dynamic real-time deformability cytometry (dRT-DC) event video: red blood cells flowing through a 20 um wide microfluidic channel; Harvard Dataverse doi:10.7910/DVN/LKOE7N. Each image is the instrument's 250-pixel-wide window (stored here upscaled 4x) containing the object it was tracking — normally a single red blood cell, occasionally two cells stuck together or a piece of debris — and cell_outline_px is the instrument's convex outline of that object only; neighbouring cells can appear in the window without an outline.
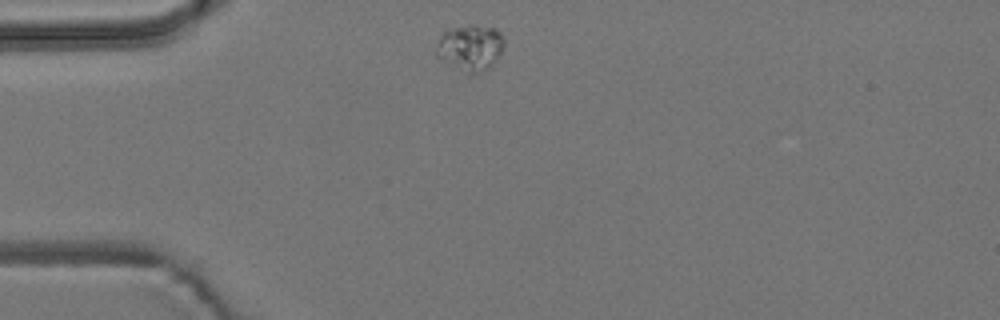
{"species": "common noctule bat (a hibernating species)", "species_latin": "Nyctalus noctula", "temperature_condition": "room temperature", "stored_images_in_passage": 3, "camera_frame_rate_fps": 3000, "um_per_image_px": 0.085, "animal": {"sex": "male", "body_mass_g": 19.2, "forearm_length_mm": 51.8}, "frame": {"image": 1, "passage_image": 1, "time_ms": 0.0, "image_size_px": [1000, 320], "cell_outline_px": [[504, 44], [500, 52], [492, 64], [480, 76], [468, 72], [436, 56], [436, 52], [440, 36], [444, 32], [452, 28], [468, 24], [472, 24], [496, 28], [504, 36]], "centroid_in_image_um": [40.01, 4.02], "position_along_channel_um": 45.0, "area_um2": 17.98}}
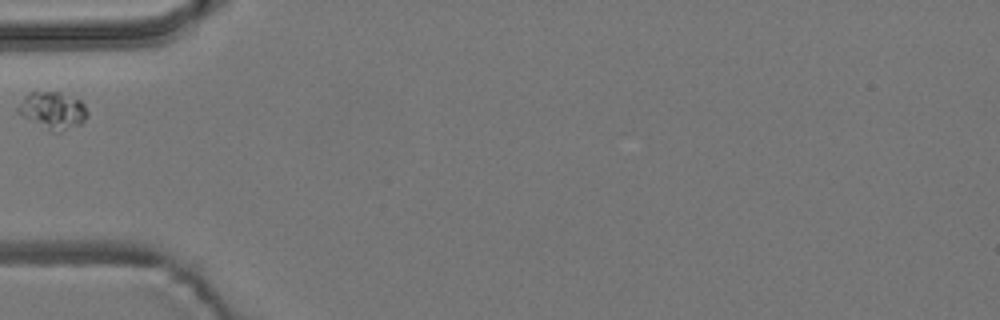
{"frame": {"image": 2, "passage_image": 2, "time_ms": 1.667, "image_size_px": [1000, 320], "cell_outline_px": [[88, 116], [80, 124], [60, 132], [56, 132], [16, 112], [16, 108], [24, 96], [28, 92], [60, 92], [80, 100], [84, 104], [88, 112]], "centroid_in_image_um": [4.5, 9.35], "position_along_channel_um": 80.5, "area_um2": 14.68}}
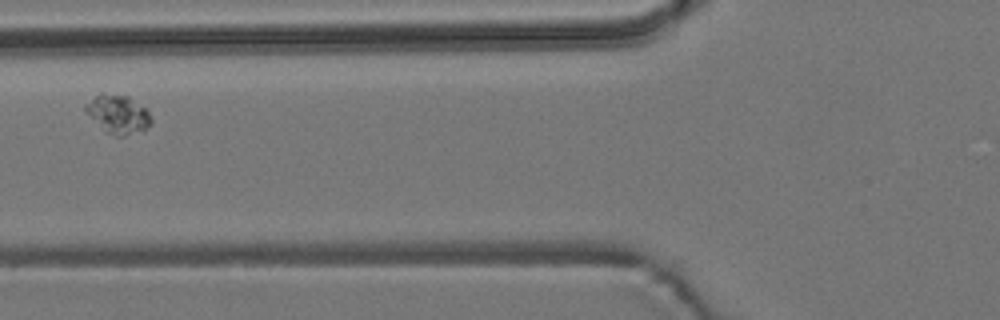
{"frame": {"image": 3, "passage_image": 3, "time_ms": 2.667, "image_size_px": [1000, 320], "cell_outline_px": [[152, 124], [148, 128], [124, 136], [116, 136], [108, 132], [84, 108], [84, 104], [100, 92], [104, 92], [128, 96], [144, 108], [148, 112], [152, 120]], "centroid_in_image_um": [10.06, 9.67], "position_along_channel_um": 115.7, "area_um2": 14.33}}